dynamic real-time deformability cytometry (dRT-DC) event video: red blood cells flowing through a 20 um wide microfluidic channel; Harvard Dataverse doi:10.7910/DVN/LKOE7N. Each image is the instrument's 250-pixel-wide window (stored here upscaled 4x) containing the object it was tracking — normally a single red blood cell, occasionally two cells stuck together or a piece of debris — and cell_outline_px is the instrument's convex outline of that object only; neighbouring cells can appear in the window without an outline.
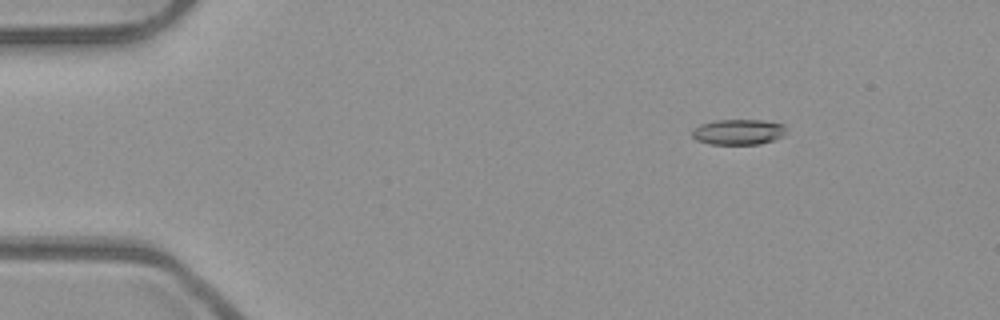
{"species": "common noctule bat (a hibernating species)", "species_latin": "Nyctalus noctula", "temperature_condition": "room temperature", "stored_images_in_passage": 53, "camera_frame_rate_fps": 3000, "um_per_image_px": 0.085, "animal": {"sex": "male", "body_mass_g": 23.1, "forearm_length_mm": 52.7}, "frame": {"image": 1, "passage_image": 8, "time_ms": 2.333, "image_size_px": [1000, 320], "cell_outline_px": [[784, 136], [760, 144], [708, 144], [696, 140], [692, 136], [692, 132], [700, 124], [716, 120], [764, 120], [784, 124]], "centroid_in_image_um": [62.75, 11.22], "position_along_channel_um": 22.2, "area_um2": 13.93}}
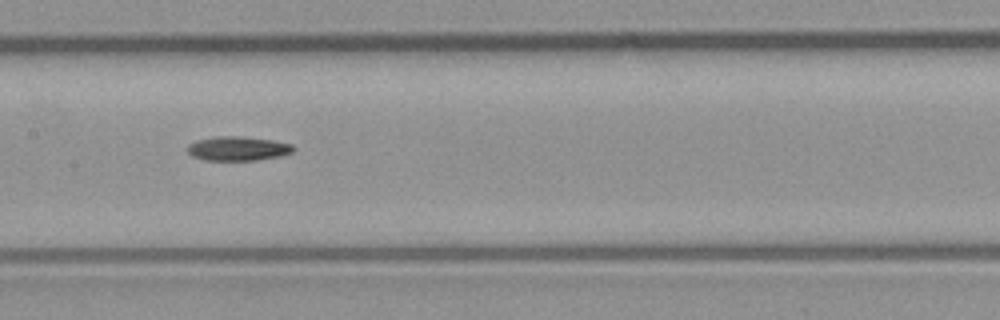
{"frame": {"image": 2, "passage_image": 27, "time_ms": 8.667, "image_size_px": [1000, 320], "cell_outline_px": [[296, 148], [292, 152], [280, 156], [256, 160], [204, 160], [192, 156], [188, 152], [188, 144], [196, 140], [216, 136], [240, 136], [272, 140], [292, 144]], "centroid_in_image_um": [20.22, 12.62], "position_along_channel_um": 187.2, "area_um2": 14.97}}
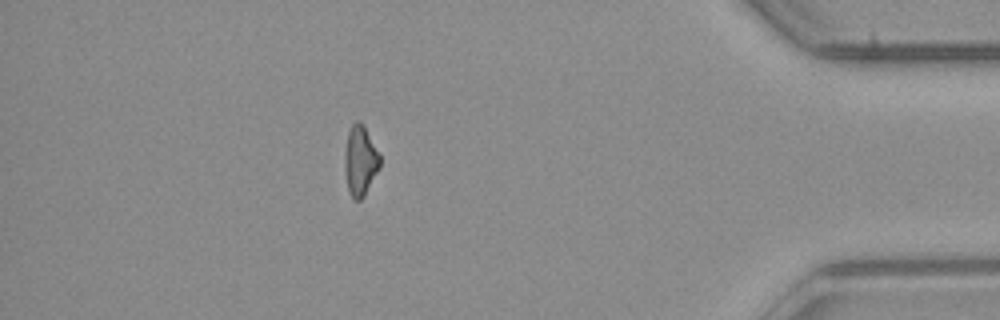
{"frame": {"image": 3, "passage_image": 47, "time_ms": 15.333, "image_size_px": [1000, 320], "cell_outline_px": [[380, 168], [364, 196], [360, 200], [356, 200], [352, 196], [348, 188], [344, 164], [344, 152], [348, 132], [352, 124], [356, 120], [360, 120], [380, 156]], "centroid_in_image_um": [30.61, 13.65], "position_along_channel_um": 404.6, "area_um2": 14.16}}